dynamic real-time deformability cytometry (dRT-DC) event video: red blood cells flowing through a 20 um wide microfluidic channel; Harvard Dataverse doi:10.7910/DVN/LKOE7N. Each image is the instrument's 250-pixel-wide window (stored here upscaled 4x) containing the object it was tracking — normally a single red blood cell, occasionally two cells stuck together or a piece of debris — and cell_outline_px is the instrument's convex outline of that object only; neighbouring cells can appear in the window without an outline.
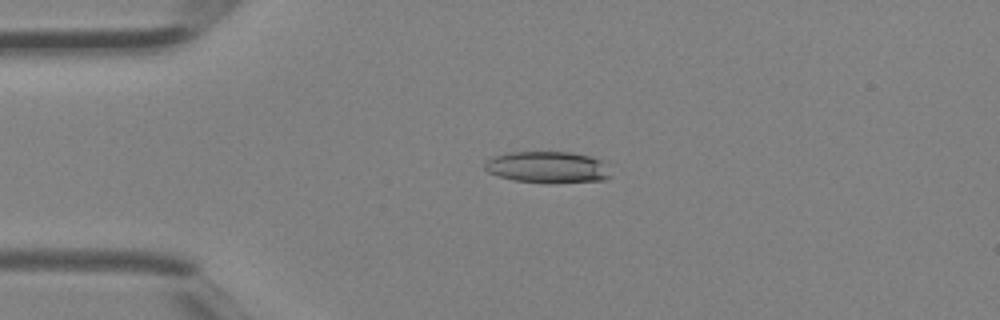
{"species": "Egyptian fruit bat (a non-hibernating species)", "species_latin": "Rousettus aegyptiacus", "temperature_condition": "room temperature", "stored_images_in_passage": 3, "camera_frame_rate_fps": 3000, "um_per_image_px": 0.085, "animal": {"sex": "female"}, "frame": {"image": 1, "passage_image": 2, "time_ms": 0.333, "image_size_px": [1000, 320], "cell_outline_px": [[612, 176], [604, 180], [548, 184], [512, 180], [496, 176], [488, 172], [484, 168], [484, 164], [492, 156], [512, 152], [572, 152], [592, 156], [600, 160]], "centroid_in_image_um": [46.52, 14.23], "position_along_channel_um": 38.5, "area_um2": 23.47}}
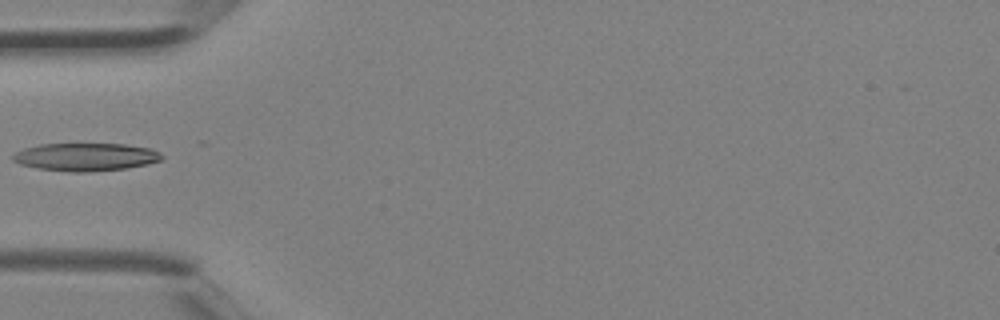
{"frame": {"image": 2, "passage_image": 3, "time_ms": 0.667, "image_size_px": [1000, 320], "cell_outline_px": [[164, 156], [160, 160], [148, 164], [124, 168], [84, 172], [72, 172], [36, 168], [20, 164], [12, 160], [12, 156], [16, 152], [24, 148], [40, 144], [124, 144], [148, 148], [160, 152]], "centroid_in_image_um": [7.26, 13.34], "position_along_channel_um": 77.7, "area_um2": 24.04}}